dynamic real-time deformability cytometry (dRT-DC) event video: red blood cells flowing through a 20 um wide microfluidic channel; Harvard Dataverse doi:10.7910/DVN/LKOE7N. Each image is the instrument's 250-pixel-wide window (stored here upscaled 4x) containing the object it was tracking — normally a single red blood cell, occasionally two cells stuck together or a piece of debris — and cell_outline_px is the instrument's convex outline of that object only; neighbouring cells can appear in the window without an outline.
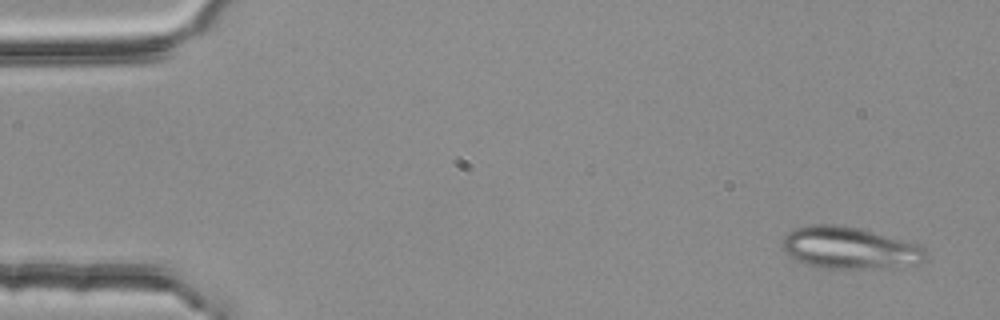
{"species": "common noctule bat (a hibernating species)", "species_latin": "Nyctalus noctula", "temperature_condition": "room temperature", "stored_images_in_passage": 51, "segment_of_instrument_passage": [1, 2], "camera_frame_rate_fps": 3000, "um_per_image_px": 0.085, "animal": {"sex": "female", "body_mass_g": 25.1}, "frame": {"image": 1, "passage_image": 1, "time_ms": 0.0, "image_size_px": [1000, 320], "cell_outline_px": [[924, 260], [916, 264], [884, 268], [820, 268], [804, 264], [796, 260], [784, 252], [780, 248], [784, 236], [792, 228], [812, 224], [844, 224], [860, 228], [916, 244], [924, 248]], "centroid_in_image_um": [72.11, 21.06], "position_along_channel_um": 12.9, "area_um2": 35.2}}